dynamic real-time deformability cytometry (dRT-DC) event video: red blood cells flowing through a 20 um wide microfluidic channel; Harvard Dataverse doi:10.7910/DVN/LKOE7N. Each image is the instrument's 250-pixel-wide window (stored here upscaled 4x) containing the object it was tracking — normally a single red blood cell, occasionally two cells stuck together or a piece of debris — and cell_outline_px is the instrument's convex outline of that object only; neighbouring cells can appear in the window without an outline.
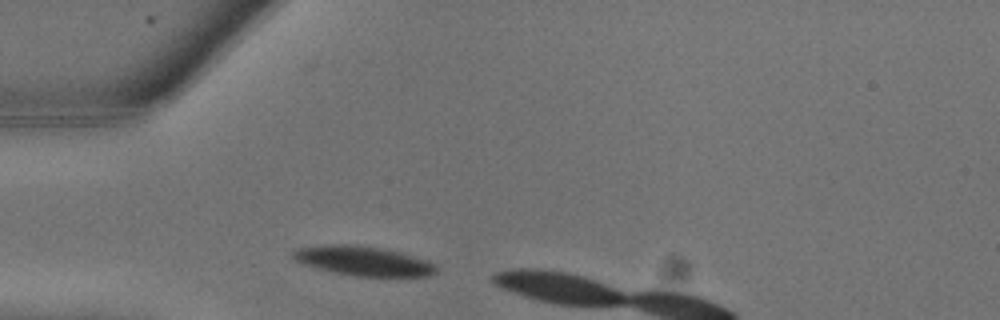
{"species": "common noctule bat (a hibernating species)", "species_latin": "Nyctalus noctula", "temperature_condition": "warm", "stored_images_in_passage": 4, "camera_frame_rate_fps": 3000, "um_per_image_px": 0.085, "animal": {"sex": "male", "body_mass_g": 13.3}, "frame": {"image": 1, "passage_image": 2, "time_ms": 0.333, "image_size_px": [1000, 320], "cell_outline_px": [[436, 272], [428, 276], [356, 276], [336, 272], [304, 264], [292, 260], [292, 252], [296, 248], [328, 244], [348, 244], [384, 248], [400, 252], [428, 260], [436, 264]], "centroid_in_image_um": [30.88, 22.16], "position_along_channel_um": 54.1, "area_um2": 24.51}}